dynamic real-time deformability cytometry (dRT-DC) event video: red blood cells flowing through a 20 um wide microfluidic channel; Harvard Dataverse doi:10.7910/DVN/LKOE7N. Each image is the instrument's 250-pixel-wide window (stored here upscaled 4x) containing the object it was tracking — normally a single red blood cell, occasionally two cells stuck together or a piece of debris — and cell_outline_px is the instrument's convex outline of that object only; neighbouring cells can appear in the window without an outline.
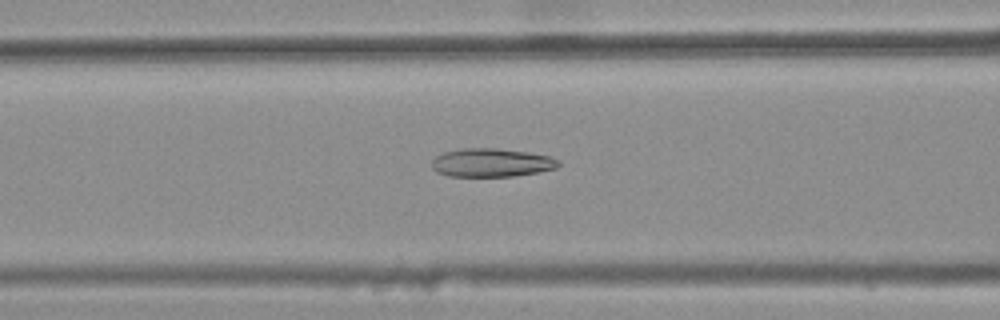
{"species": "common noctule bat (a hibernating species)", "species_latin": "Nyctalus noctula", "temperature_condition": "warm", "stored_images_in_passage": 45, "camera_frame_rate_fps": 3000, "um_per_image_px": 0.085, "animal": {"sex": "female", "body_mass_g": 25.1}, "frame": {"image": 1, "passage_image": 21, "time_ms": 6.667, "image_size_px": [1000, 320], "cell_outline_px": [[560, 164], [556, 168], [536, 172], [512, 176], [448, 176], [436, 172], [432, 168], [432, 160], [436, 156], [444, 152], [460, 148], [496, 148], [528, 152], [552, 156], [560, 160]], "centroid_in_image_um": [41.77, 13.81], "position_along_channel_um": 124.8, "area_um2": 21.1}}
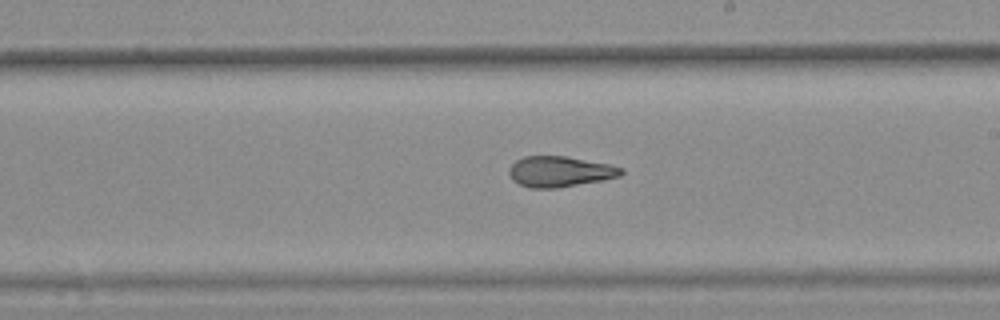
{"frame": {"image": 2, "passage_image": 30, "time_ms": 9.667, "image_size_px": [1000, 320], "cell_outline_px": [[624, 172], [620, 176], [560, 188], [528, 188], [512, 180], [508, 172], [508, 168], [516, 160], [524, 156], [568, 156], [608, 164], [624, 168]], "centroid_in_image_um": [47.56, 14.58], "position_along_channel_um": 241.4, "area_um2": 20.11}}
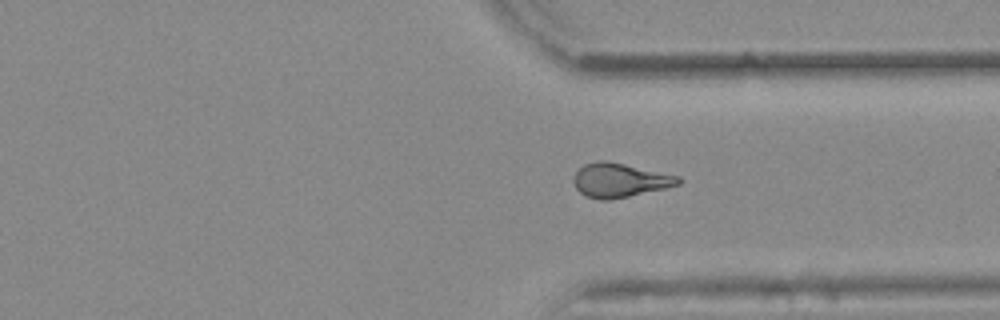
{"frame": {"image": 3, "passage_image": 39, "time_ms": 12.667, "image_size_px": [1000, 320], "cell_outline_px": [[680, 184], [664, 188], [628, 196], [608, 200], [600, 200], [584, 196], [576, 188], [572, 180], [576, 172], [584, 164], [600, 160], [608, 160], [680, 176]], "centroid_in_image_um": [52.64, 15.31], "position_along_channel_um": 358.8, "area_um2": 20.75}, "authors_computed_cell_mechanics": {"area_um2": 21.0392, "velocity_mm_per_s": 3.8852, "shape_relaxation_time_tau1_ms": null, "shape_relaxation_time_tau2_ms": 2.2477, "deformation_change_tau1": null, "deformation_change_tau2": 0.107}}